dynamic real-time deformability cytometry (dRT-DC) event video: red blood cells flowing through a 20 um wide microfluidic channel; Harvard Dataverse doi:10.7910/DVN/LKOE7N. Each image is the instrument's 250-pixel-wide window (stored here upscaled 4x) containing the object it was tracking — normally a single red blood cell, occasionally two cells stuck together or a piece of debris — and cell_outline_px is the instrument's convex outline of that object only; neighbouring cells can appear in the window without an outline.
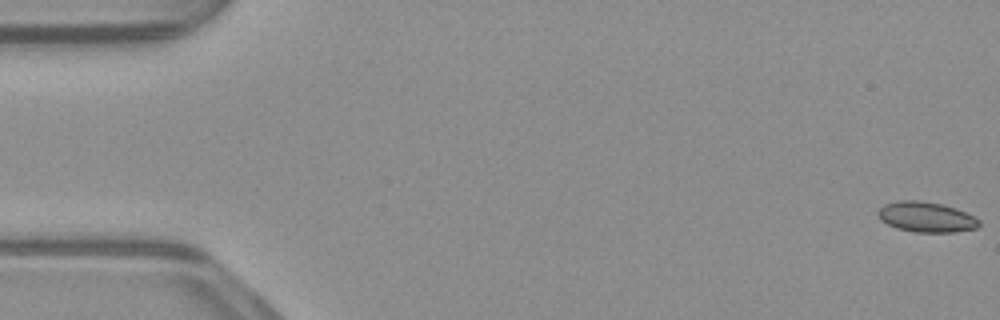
{"species": "common noctule bat (a hibernating species)", "species_latin": "Nyctalus noctula", "temperature_condition": "warm", "stored_images_in_passage": 53, "camera_frame_rate_fps": 3000, "um_per_image_px": 0.085, "animal": {"sex": "male", "body_mass_g": 23.1, "forearm_length_mm": 52.7}, "frame": {"image": 1, "passage_image": 1, "time_ms": 0.0, "image_size_px": [1000, 320], "cell_outline_px": [[980, 224], [976, 228], [956, 232], [916, 232], [896, 228], [880, 220], [876, 212], [884, 204], [900, 200], [920, 200], [940, 204], [956, 208], [980, 220]], "centroid_in_image_um": [78.7, 18.44], "position_along_channel_um": 6.3, "area_um2": 17.8}}
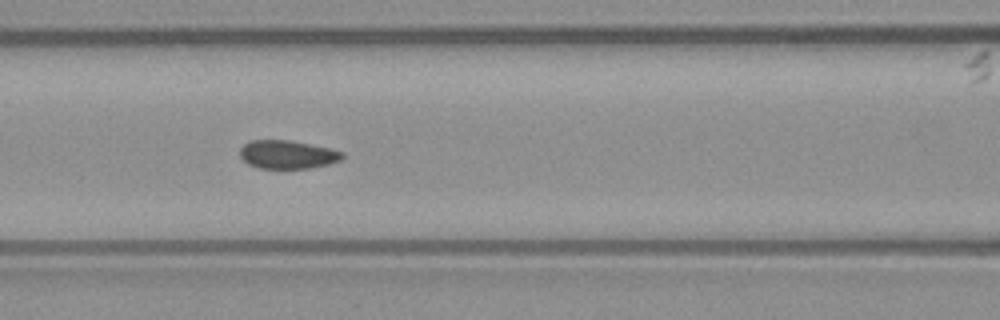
{"frame": {"image": 2, "passage_image": 23, "time_ms": 7.333, "image_size_px": [1000, 320], "cell_outline_px": [[344, 156], [340, 160], [328, 164], [312, 168], [260, 168], [248, 164], [240, 156], [240, 148], [248, 140], [292, 140], [328, 148], [344, 152]], "centroid_in_image_um": [24.42, 13.12], "position_along_channel_um": 142.2, "area_um2": 16.94}}
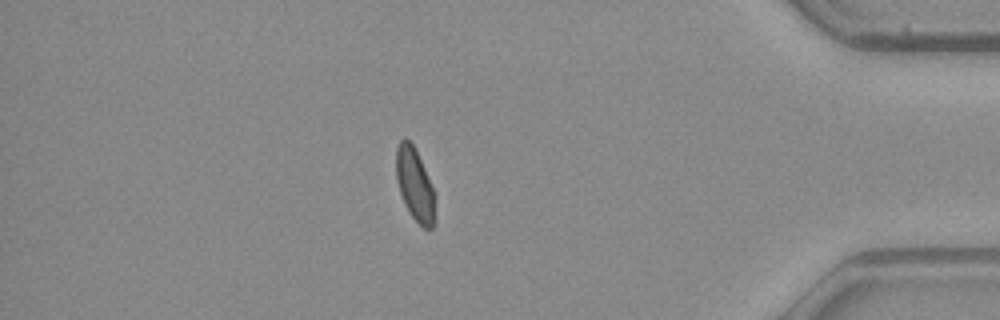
{"frame": {"image": 3, "passage_image": 46, "time_ms": 15.0, "image_size_px": [1000, 320], "cell_outline_px": [[436, 220], [432, 228], [424, 228], [408, 212], [404, 204], [396, 180], [396, 148], [400, 140], [404, 136], [412, 144], [420, 160], [436, 196]], "centroid_in_image_um": [35.27, 15.73], "position_along_channel_um": 399.9, "area_um2": 16.59}, "authors_computed_cell_mechanics": {"area_um2": 17.629, "velocity_mm_per_s": 3.9247, "shape_relaxation_time_tau1_ms": null, "shape_relaxation_time_tau2_ms": 0.3119, "deformation_change_tau1": null, "deformation_change_tau2": 0.037}}